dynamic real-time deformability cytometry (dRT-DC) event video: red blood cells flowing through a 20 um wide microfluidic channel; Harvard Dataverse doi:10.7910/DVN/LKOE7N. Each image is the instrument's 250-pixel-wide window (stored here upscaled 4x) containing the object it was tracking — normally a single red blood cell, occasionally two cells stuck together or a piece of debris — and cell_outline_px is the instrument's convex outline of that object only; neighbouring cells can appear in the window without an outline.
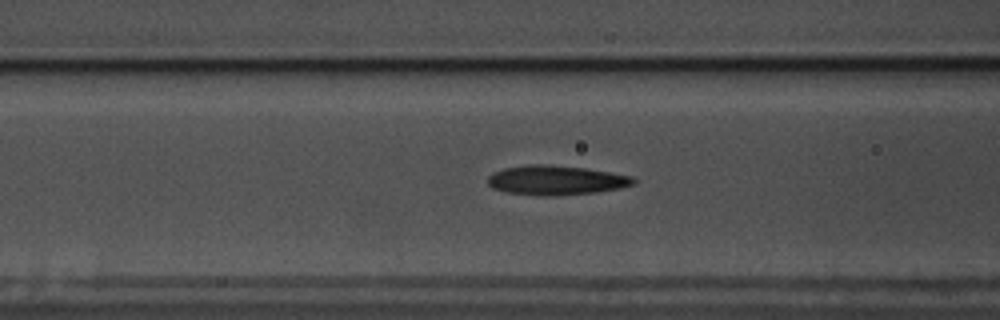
{"species": "common noctule bat (a hibernating species)", "species_latin": "Nyctalus noctula", "temperature_condition": "warm", "stored_images_in_passage": 53, "camera_frame_rate_fps": 3000, "um_per_image_px": 0.085, "animal": {"sex": "male", "body_mass_g": 17.5, "forearm_length_mm": 52.3}, "frame": {"image": 1, "passage_image": 18, "time_ms": 5.667, "image_size_px": [1000, 320], "cell_outline_px": [[636, 184], [620, 188], [596, 192], [552, 196], [544, 196], [504, 192], [492, 188], [488, 184], [488, 176], [504, 168], [528, 164], [548, 164], [584, 168], [632, 176], [636, 180]], "centroid_in_image_um": [47.26, 15.32], "position_along_channel_um": 119.3, "area_um2": 25.03}}
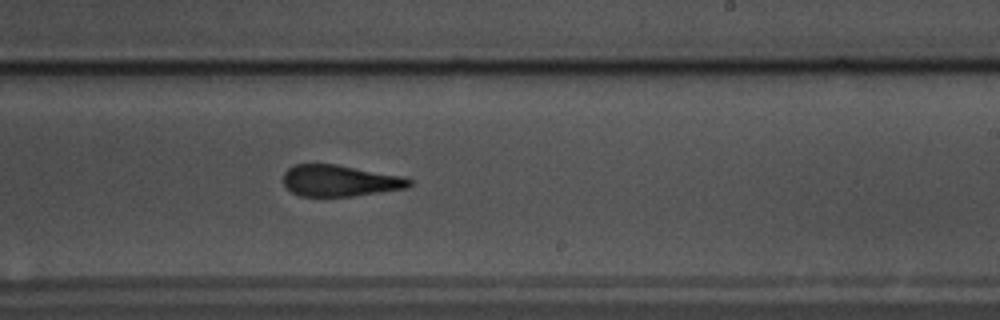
{"frame": {"image": 2, "passage_image": 30, "time_ms": 9.667, "image_size_px": [1000, 320], "cell_outline_px": [[412, 184], [408, 188], [352, 196], [300, 196], [292, 192], [284, 184], [284, 172], [288, 168], [296, 164], [336, 164], [400, 176], [412, 180]], "centroid_in_image_um": [28.88, 15.36], "position_along_channel_um": 260.1, "area_um2": 22.83}}
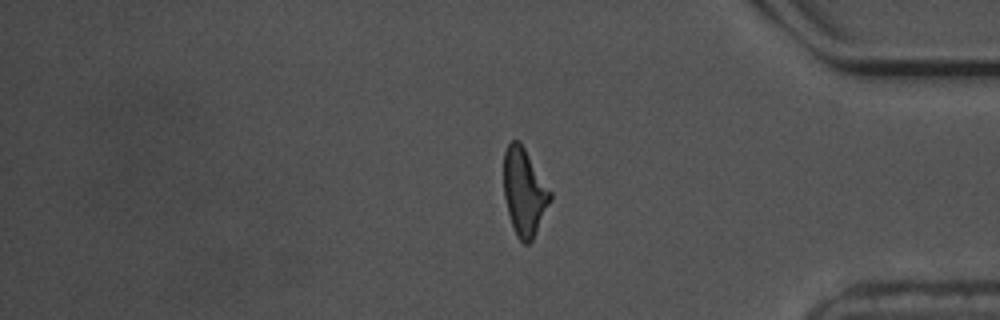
{"frame": {"image": 3, "passage_image": 43, "time_ms": 14.0, "image_size_px": [1000, 320], "cell_outline_px": [[552, 200], [532, 240], [528, 244], [524, 244], [516, 236], [508, 212], [504, 196], [504, 152], [508, 144], [512, 140], [520, 140], [552, 192]], "centroid_in_image_um": [44.57, 16.3], "position_along_channel_um": 390.6, "area_um2": 23.7}, "authors_computed_cell_mechanics": {"area_um2": 23.8714, "velocity_mm_per_s": 3.5313, "shape_relaxation_time_tau1_ms": 4.6647, "shape_relaxation_time_tau2_ms": 2.9389, "deformation_change_tau1": 0.1868, "deformation_change_tau2": 0.1405}}